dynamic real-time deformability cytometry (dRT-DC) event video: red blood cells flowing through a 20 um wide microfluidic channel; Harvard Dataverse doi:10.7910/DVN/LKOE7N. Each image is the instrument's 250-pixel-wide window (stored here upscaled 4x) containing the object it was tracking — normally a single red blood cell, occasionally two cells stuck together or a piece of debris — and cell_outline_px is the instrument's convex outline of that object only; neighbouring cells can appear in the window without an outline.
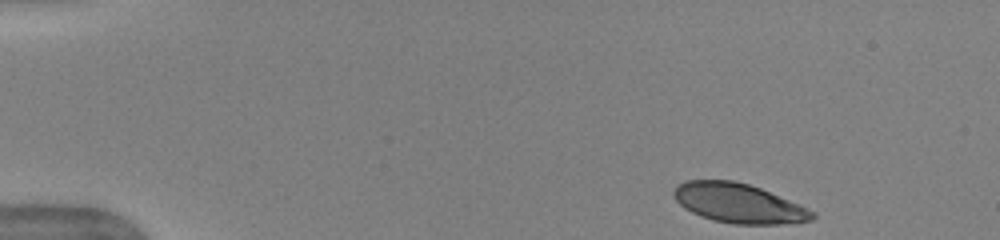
{"species": "human", "species_latin": "Homo sapiens", "temperature_condition": "warm", "stored_images_in_passage": 24, "camera_frame_rate_fps": 3000, "um_per_image_px": 0.085, "donor": {"sex": "female"}, "frame": {"image": 1, "passage_image": 1, "time_ms": 0.0, "image_size_px": [1000, 240], "cell_outline_px": [[816, 216], [812, 220], [780, 224], [732, 224], [712, 220], [700, 216], [684, 208], [672, 196], [672, 192], [684, 180], [732, 180], [748, 184], [760, 188], [808, 208], [816, 212]], "centroid_in_image_um": [62.77, 17.28], "position_along_channel_um": 22.2, "area_um2": 31.79}}
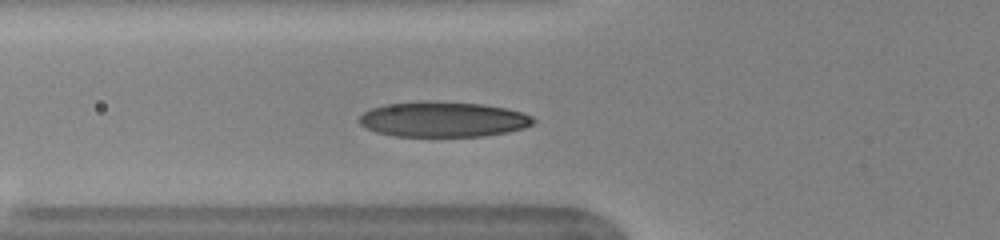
{"frame": {"image": 2, "passage_image": 12, "time_ms": 3.667, "image_size_px": [1000, 240], "cell_outline_px": [[536, 120], [532, 124], [524, 128], [508, 132], [484, 136], [396, 136], [376, 132], [364, 128], [356, 120], [364, 112], [372, 108], [384, 104], [420, 100], [432, 100], [484, 104], [508, 108], [532, 116]], "centroid_in_image_um": [37.63, 10.13], "position_along_channel_um": 88.2, "area_um2": 36.36}}
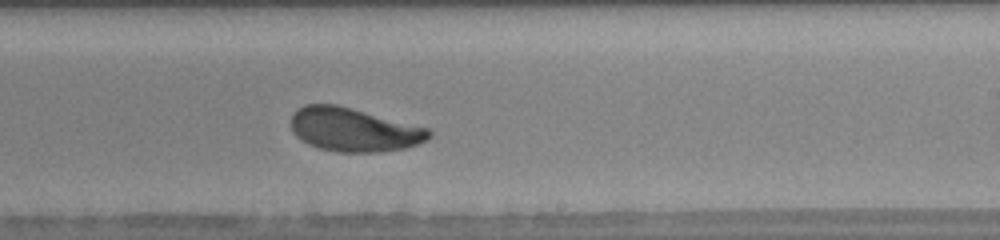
{"frame": {"image": 3, "passage_image": 24, "time_ms": 7.667, "image_size_px": [1000, 240], "cell_outline_px": [[432, 136], [428, 140], [404, 148], [380, 152], [336, 152], [320, 148], [308, 144], [300, 140], [292, 132], [292, 116], [296, 108], [304, 104], [336, 104], [352, 108], [428, 128], [432, 132]], "centroid_in_image_um": [30.05, 11.02], "position_along_channel_um": 258.9, "area_um2": 35.14}}